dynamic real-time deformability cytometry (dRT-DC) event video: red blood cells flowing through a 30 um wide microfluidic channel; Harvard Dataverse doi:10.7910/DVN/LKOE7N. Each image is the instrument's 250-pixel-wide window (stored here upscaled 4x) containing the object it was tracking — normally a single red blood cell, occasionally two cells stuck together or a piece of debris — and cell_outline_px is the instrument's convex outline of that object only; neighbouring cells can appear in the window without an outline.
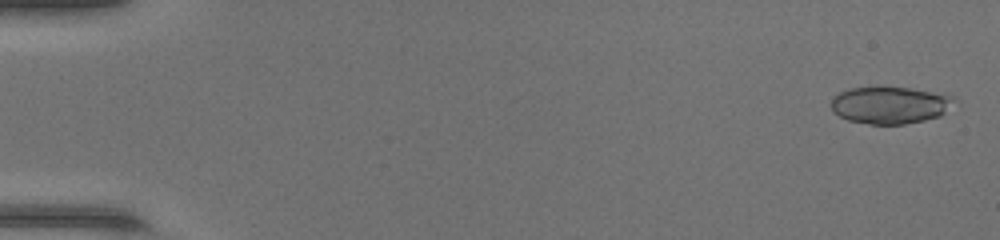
{"species": "common noctule bat (a hibernating species)", "species_latin": "Nyctalus noctula", "temperature_condition": "warm", "stored_images_in_passage": 48, "segment_of_instrument_passage": [1, 2], "camera_frame_rate_fps": 3000, "um_per_image_px": 0.085, "animal": {"sex": "female", "body_mass_g": 17.0, "forearm_length_mm": 48.0}, "frame": {"image": 1, "passage_image": 2, "time_ms": 0.333, "image_size_px": [1000, 240], "cell_outline_px": [[956, 100], [940, 116], [924, 120], [904, 124], [868, 124], [848, 120], [840, 116], [832, 108], [832, 100], [840, 92], [852, 88], [912, 88], [952, 96]], "centroid_in_image_um": [75.66, 8.95], "position_along_channel_um": 9.3, "area_um2": 26.01}}
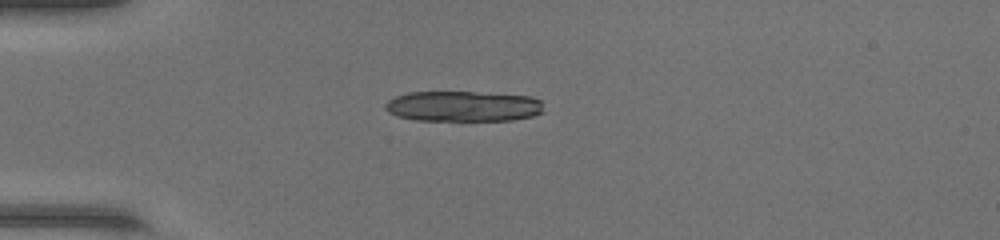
{"frame": {"image": 2, "passage_image": 14, "time_ms": 4.333, "image_size_px": [1000, 240], "cell_outline_px": [[544, 112], [532, 116], [512, 120], [416, 120], [396, 116], [388, 112], [384, 108], [384, 104], [388, 100], [396, 96], [408, 92], [472, 92], [528, 96], [540, 100]], "centroid_in_image_um": [39.33, 9.03], "position_along_channel_um": 45.7, "area_um2": 28.09}}